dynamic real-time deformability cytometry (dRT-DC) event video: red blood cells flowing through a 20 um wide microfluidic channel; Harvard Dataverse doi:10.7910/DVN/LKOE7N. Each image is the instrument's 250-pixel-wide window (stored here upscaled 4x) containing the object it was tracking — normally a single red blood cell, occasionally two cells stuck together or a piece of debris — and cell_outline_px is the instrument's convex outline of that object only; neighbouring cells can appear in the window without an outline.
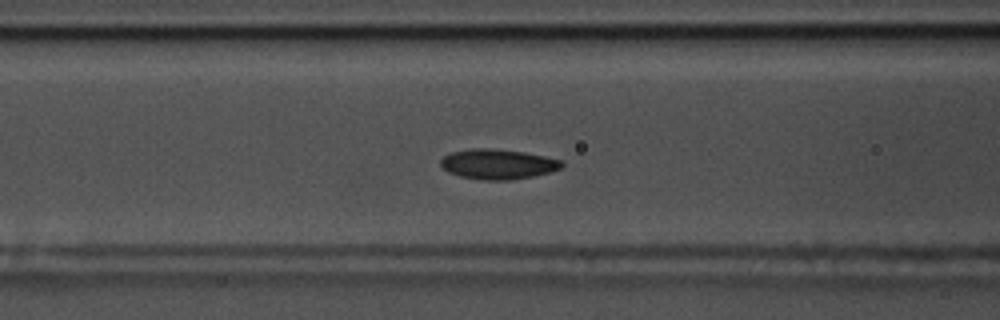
{"species": "common noctule bat (a hibernating species)", "species_latin": "Nyctalus noctula", "temperature_condition": "warm", "stored_images_in_passage": 45, "camera_frame_rate_fps": 3000, "um_per_image_px": 0.085, "animal": {"sex": "male", "body_mass_g": 17.5, "forearm_length_mm": 52.3}, "frame": {"image": 1, "passage_image": 12, "time_ms": 3.667, "image_size_px": [1000, 320], "cell_outline_px": [[564, 164], [560, 168], [548, 172], [532, 176], [508, 180], [480, 180], [460, 176], [448, 172], [440, 164], [440, 160], [444, 156], [452, 152], [472, 148], [492, 148], [524, 152], [564, 160]], "centroid_in_image_um": [42.31, 13.94], "position_along_channel_um": 124.3, "area_um2": 21.15}}
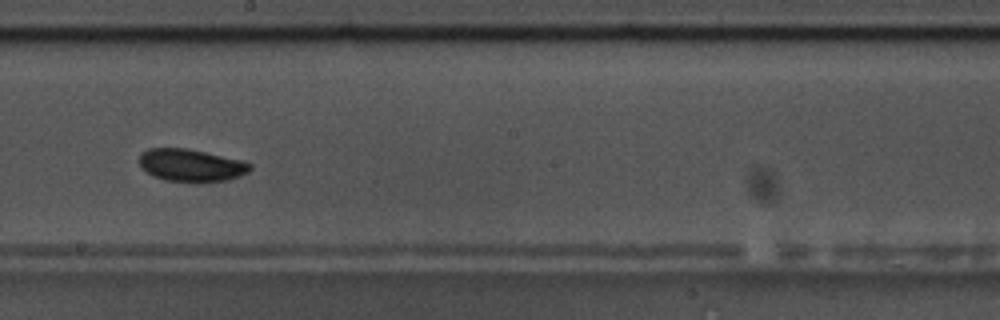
{"frame": {"image": 2, "passage_image": 21, "time_ms": 6.667, "image_size_px": [1000, 320], "cell_outline_px": [[252, 168], [248, 172], [240, 176], [228, 180], [196, 184], [164, 180], [152, 176], [140, 164], [140, 156], [148, 148], [188, 148], [240, 160], [252, 164]], "centroid_in_image_um": [16.27, 14.08], "position_along_channel_um": 231.9, "area_um2": 21.27}}
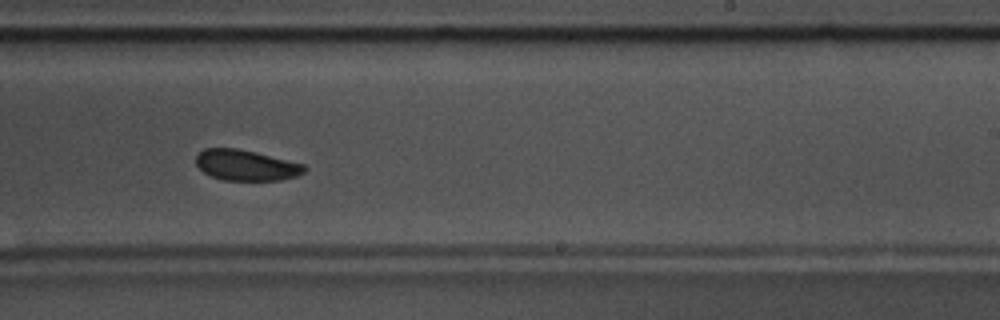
{"frame": {"image": 3, "passage_image": 24, "time_ms": 7.667, "image_size_px": [1000, 320], "cell_outline_px": [[308, 168], [304, 172], [296, 176], [280, 180], [224, 180], [212, 176], [204, 172], [196, 164], [196, 152], [204, 148], [236, 148], [256, 152], [304, 164]], "centroid_in_image_um": [20.9, 14.03], "position_along_channel_um": 268.1, "area_um2": 19.42}, "authors_computed_cell_mechanics": {"area_um2": 20.23, "velocity_mm_per_s": 3.6083, "shape_relaxation_time_tau1_ms": 2.4048, "shape_relaxation_time_tau2_ms": 8.0191, "deformation_change_tau1": 0.0776, "deformation_change_tau2": 0.1032}}